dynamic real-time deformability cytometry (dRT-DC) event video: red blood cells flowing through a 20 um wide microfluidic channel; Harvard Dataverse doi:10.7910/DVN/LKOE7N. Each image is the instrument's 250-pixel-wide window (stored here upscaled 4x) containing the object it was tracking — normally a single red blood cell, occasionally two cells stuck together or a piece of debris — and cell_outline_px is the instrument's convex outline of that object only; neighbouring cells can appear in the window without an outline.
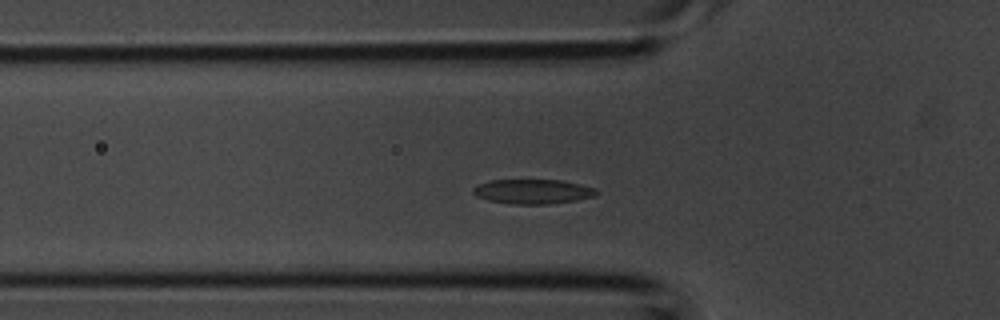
{"species": "common noctule bat (a hibernating species)", "species_latin": "Nyctalus noctula", "temperature_condition": "room temperature", "stored_images_in_passage": 31, "camera_frame_rate_fps": 3000, "um_per_image_px": 0.085, "animal": {"sex": "male", "body_mass_g": 20.1, "forearm_length_mm": 53.5}, "frame": {"image": 1, "passage_image": 8, "time_ms": 2.333, "image_size_px": [1000, 320], "cell_outline_px": [[600, 192], [592, 196], [576, 200], [548, 204], [512, 204], [488, 200], [476, 196], [472, 192], [472, 188], [488, 180], [560, 180], [580, 184], [592, 188]], "centroid_in_image_um": [45.24, 16.28], "position_along_channel_um": 80.6, "area_um2": 17.51}}
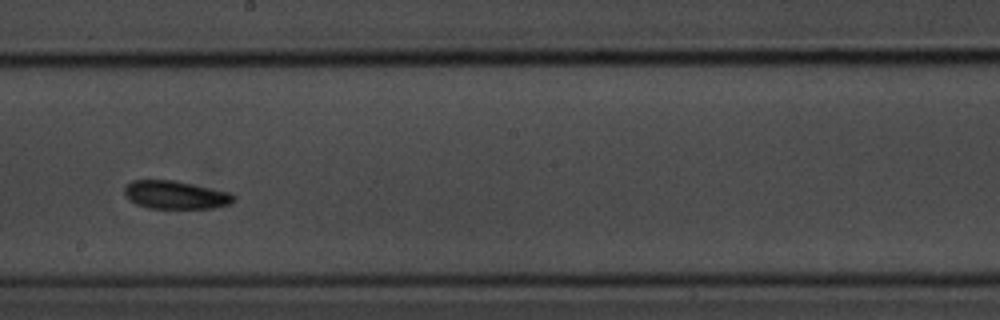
{"frame": {"image": 2, "passage_image": 17, "time_ms": 5.333, "image_size_px": [1000, 320], "cell_outline_px": [[236, 200], [228, 204], [216, 208], [148, 208], [136, 204], [128, 200], [124, 192], [124, 184], [132, 180], [176, 180], [232, 192], [236, 196]], "centroid_in_image_um": [14.93, 16.55], "position_along_channel_um": 233.3, "area_um2": 18.32}}
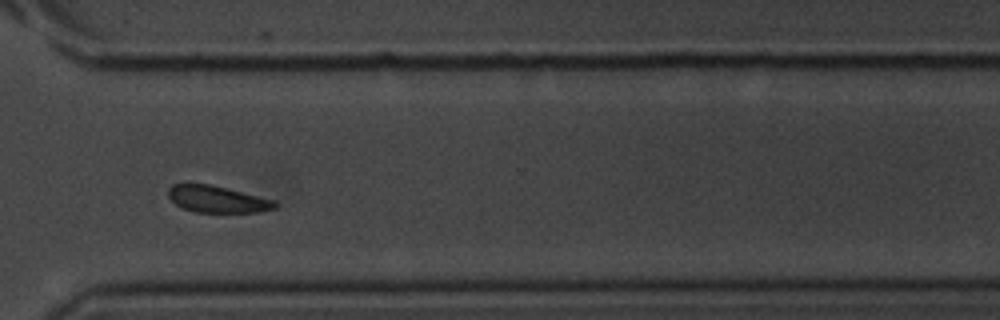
{"frame": {"image": 3, "passage_image": 24, "time_ms": 7.667, "image_size_px": [1000, 320], "cell_outline_px": [[276, 208], [256, 212], [196, 212], [184, 208], [176, 204], [168, 196], [168, 188], [172, 184], [208, 184], [276, 200]], "centroid_in_image_um": [18.46, 16.93], "position_along_channel_um": 352.1, "area_um2": 16.36}}